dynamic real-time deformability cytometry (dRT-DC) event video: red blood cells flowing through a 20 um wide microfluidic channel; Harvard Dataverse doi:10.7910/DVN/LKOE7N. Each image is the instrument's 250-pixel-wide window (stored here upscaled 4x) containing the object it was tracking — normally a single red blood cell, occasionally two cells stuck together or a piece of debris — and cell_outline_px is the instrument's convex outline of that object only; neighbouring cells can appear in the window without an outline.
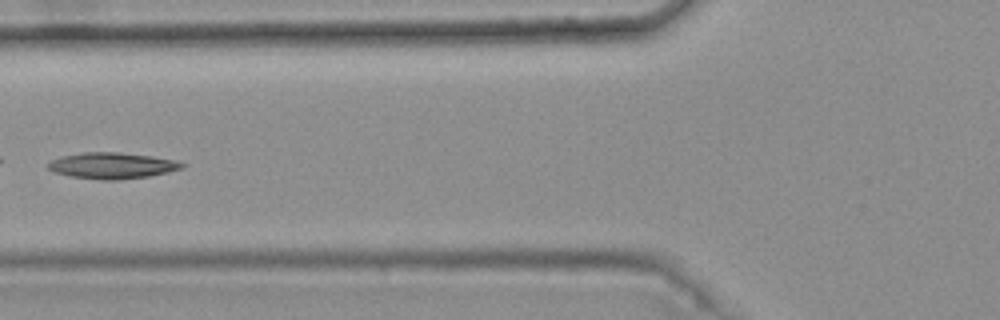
{"species": "common noctule bat (a hibernating species)", "species_latin": "Nyctalus noctula", "temperature_condition": "warm", "stored_images_in_passage": 7, "camera_frame_rate_fps": 3000, "um_per_image_px": 0.085, "animal": {"sex": "female", "body_mass_g": 25.1}, "frame": {"image": 1, "passage_image": 6, "time_ms": 1.667, "image_size_px": [1000, 320], "cell_outline_px": [[188, 164], [184, 168], [168, 172], [148, 176], [116, 180], [100, 180], [68, 176], [52, 172], [48, 168], [48, 164], [52, 160], [64, 156], [84, 152], [116, 152], [152, 156], [176, 160]], "centroid_in_image_um": [9.56, 14.08], "position_along_channel_um": 116.2, "area_um2": 20.46}}
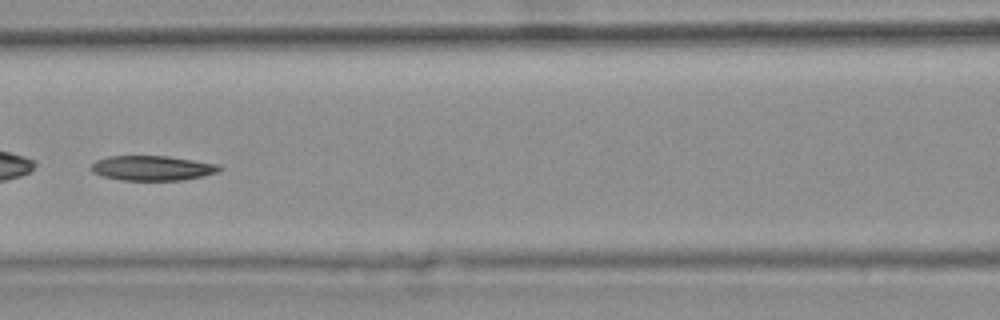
{"frame": {"image": 2, "passage_image": 7, "time_ms": 2.0, "image_size_px": [1000, 320], "cell_outline_px": [[224, 168], [216, 172], [184, 180], [120, 180], [104, 176], [92, 172], [88, 168], [96, 160], [108, 156], [168, 156], [220, 164]], "centroid_in_image_um": [12.93, 14.28], "position_along_channel_um": 153.7, "area_um2": 18.61}}